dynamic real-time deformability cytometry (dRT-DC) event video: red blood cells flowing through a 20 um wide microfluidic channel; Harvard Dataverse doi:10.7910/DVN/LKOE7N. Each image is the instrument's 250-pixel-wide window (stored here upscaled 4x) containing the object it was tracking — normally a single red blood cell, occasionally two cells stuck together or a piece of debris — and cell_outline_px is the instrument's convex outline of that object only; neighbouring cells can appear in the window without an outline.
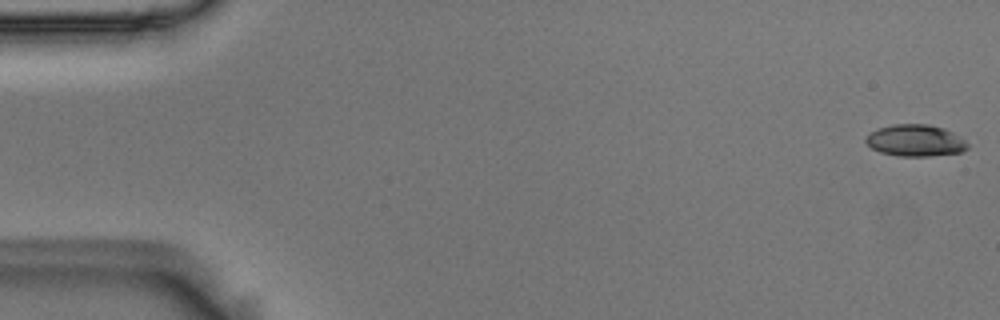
{"species": "Egyptian fruit bat (a non-hibernating species)", "species_latin": "Rousettus aegyptiacus", "temperature_condition": "room temperature", "stored_images_in_passage": 8, "camera_frame_rate_fps": 3000, "um_per_image_px": 0.085, "animal": {"sex": "male"}, "frame": {"image": 1, "passage_image": 1, "time_ms": 0.0, "image_size_px": [1000, 320], "cell_outline_px": [[968, 148], [960, 152], [928, 156], [900, 156], [880, 152], [872, 148], [864, 140], [868, 132], [876, 128], [892, 124], [928, 124], [944, 128], [952, 132], [964, 140], [968, 144]], "centroid_in_image_um": [77.76, 11.93], "position_along_channel_um": 7.2, "area_um2": 18.84}}
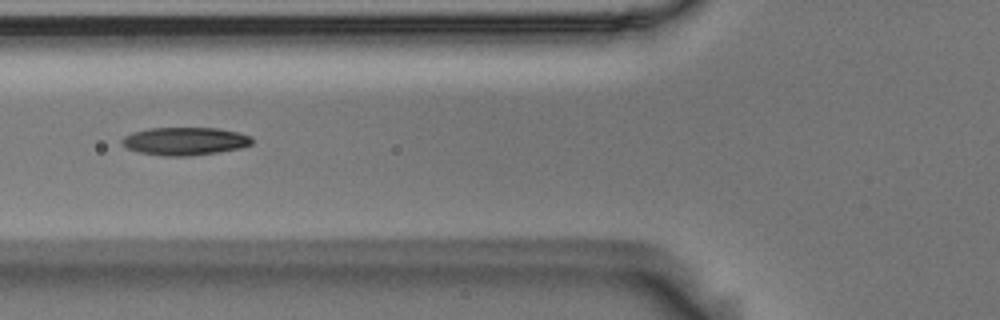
{"frame": {"image": 2, "passage_image": 6, "time_ms": 1.667, "image_size_px": [1000, 320], "cell_outline_px": [[252, 144], [240, 148], [216, 152], [188, 156], [160, 156], [140, 152], [128, 148], [120, 144], [120, 140], [124, 136], [132, 132], [148, 128], [220, 128], [240, 132], [252, 136]], "centroid_in_image_um": [15.71, 11.99], "position_along_channel_um": 110.1, "area_um2": 21.33}}
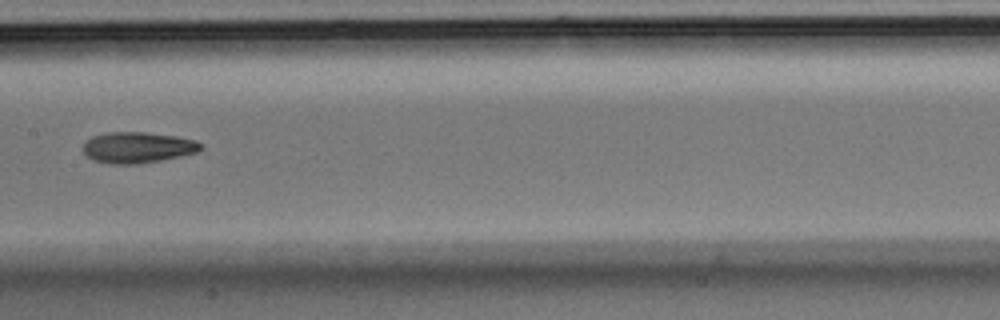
{"frame": {"image": 3, "passage_image": 8, "time_ms": 2.333, "image_size_px": [1000, 320], "cell_outline_px": [[204, 148], [196, 152], [180, 156], [160, 160], [136, 164], [112, 164], [96, 160], [88, 156], [80, 148], [92, 136], [104, 132], [148, 132], [176, 136], [196, 140], [204, 144]], "centroid_in_image_um": [11.72, 12.52], "position_along_channel_um": 195.7, "area_um2": 21.33}}